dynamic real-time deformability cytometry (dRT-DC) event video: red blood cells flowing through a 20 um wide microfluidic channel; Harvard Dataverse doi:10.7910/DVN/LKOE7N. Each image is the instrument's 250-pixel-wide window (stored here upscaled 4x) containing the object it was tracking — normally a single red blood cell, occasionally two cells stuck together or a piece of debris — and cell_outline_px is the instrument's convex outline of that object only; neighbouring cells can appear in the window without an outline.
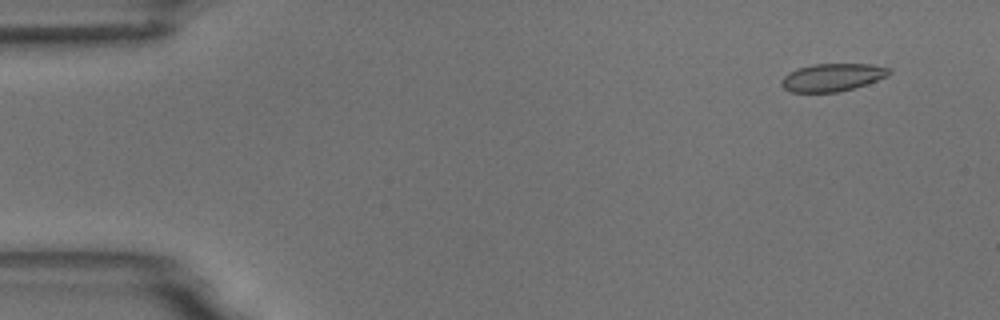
{"species": "common noctule bat (a hibernating species)", "species_latin": "Nyctalus noctula", "temperature_condition": "room temperature", "stored_images_in_passage": 4, "camera_frame_rate_fps": 3000, "um_per_image_px": 0.085, "animal": {"sex": "male", "body_mass_g": 18.8}, "frame": {"image": 1, "passage_image": 1, "time_ms": 0.0, "image_size_px": [1000, 320], "cell_outline_px": [[892, 72], [888, 76], [840, 92], [792, 92], [784, 88], [780, 84], [780, 80], [788, 72], [812, 64], [872, 64], [892, 68]], "centroid_in_image_um": [70.75, 6.57], "position_along_channel_um": 14.2, "area_um2": 17.4}}